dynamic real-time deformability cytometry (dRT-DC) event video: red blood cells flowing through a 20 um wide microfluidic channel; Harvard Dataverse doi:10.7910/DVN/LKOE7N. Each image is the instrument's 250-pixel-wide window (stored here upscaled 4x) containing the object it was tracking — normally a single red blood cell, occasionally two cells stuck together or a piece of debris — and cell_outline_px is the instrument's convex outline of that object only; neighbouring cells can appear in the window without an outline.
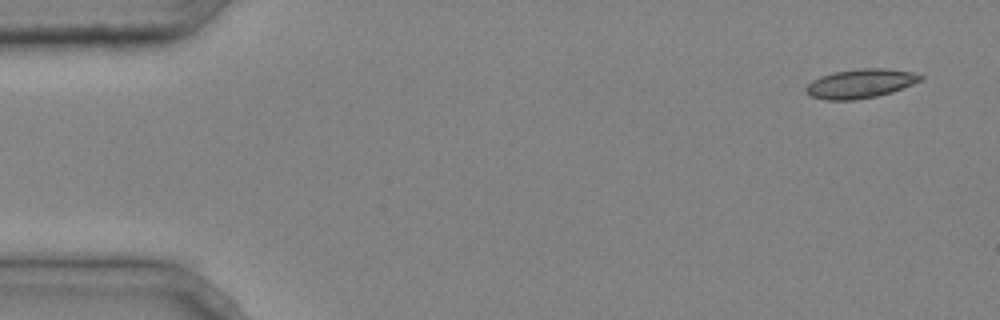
{"species": "common noctule bat (a hibernating species)", "species_latin": "Nyctalus noctula", "temperature_condition": "cold", "stored_images_in_passage": 3, "camera_frame_rate_fps": 3000, "um_per_image_px": 0.085, "animal": {"sex": "male", "body_mass_g": 20.4}, "frame": {"image": 1, "passage_image": 1, "time_ms": 0.0, "image_size_px": [1000, 320], "cell_outline_px": [[924, 80], [892, 92], [876, 96], [852, 100], [824, 100], [812, 96], [804, 88], [812, 80], [820, 76], [832, 72], [860, 68], [884, 68], [912, 72], [924, 76]], "centroid_in_image_um": [73.15, 7.09], "position_along_channel_um": 11.8, "area_um2": 19.48}}
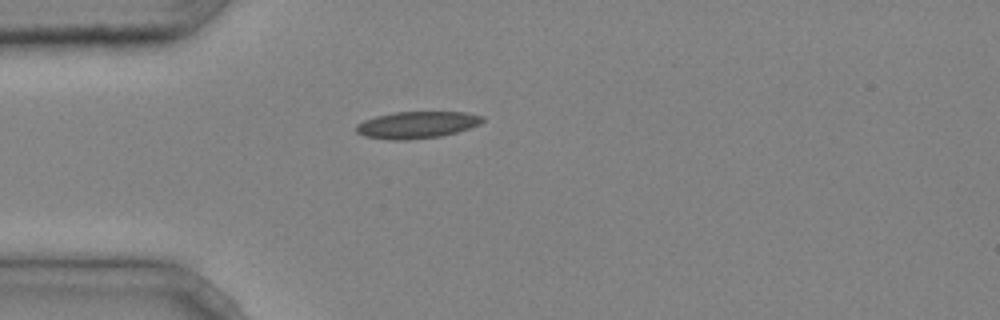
{"frame": {"image": 2, "passage_image": 3, "time_ms": 0.667, "image_size_px": [1000, 320], "cell_outline_px": [[484, 120], [480, 124], [456, 132], [440, 136], [408, 140], [388, 140], [364, 136], [356, 132], [356, 124], [364, 120], [376, 116], [396, 112], [464, 112], [484, 116]], "centroid_in_image_um": [35.42, 10.61], "position_along_channel_um": 49.6, "area_um2": 19.77}}